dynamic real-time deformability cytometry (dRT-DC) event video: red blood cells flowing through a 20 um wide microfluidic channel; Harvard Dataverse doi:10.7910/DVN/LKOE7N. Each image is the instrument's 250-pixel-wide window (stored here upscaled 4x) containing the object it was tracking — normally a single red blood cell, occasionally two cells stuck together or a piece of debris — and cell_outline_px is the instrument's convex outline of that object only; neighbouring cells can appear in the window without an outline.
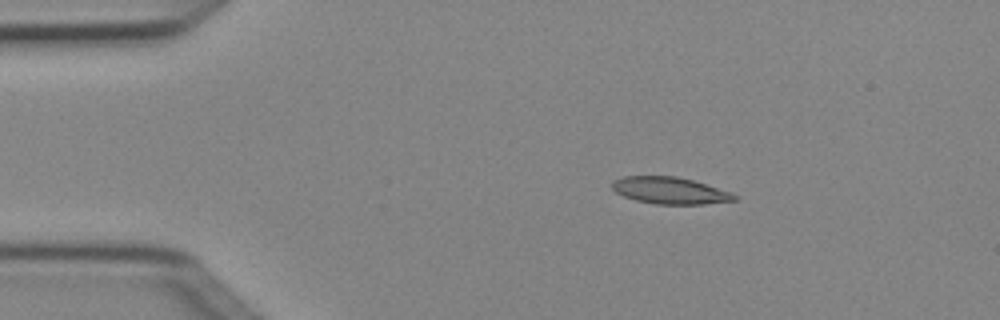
{"species": "Egyptian fruit bat (a non-hibernating species)", "species_latin": "Rousettus aegyptiacus", "temperature_condition": "cold", "stored_images_in_passage": 8, "camera_frame_rate_fps": 3000, "um_per_image_px": 0.085, "animal": {"sex": "female"}, "frame": {"image": 1, "passage_image": 3, "time_ms": 0.667, "image_size_px": [1000, 320], "cell_outline_px": [[736, 200], [704, 204], [656, 204], [636, 200], [624, 196], [616, 192], [612, 188], [612, 180], [624, 176], [676, 176], [692, 180], [732, 192], [736, 196]], "centroid_in_image_um": [56.93, 16.19], "position_along_channel_um": 28.1, "area_um2": 19.02}}
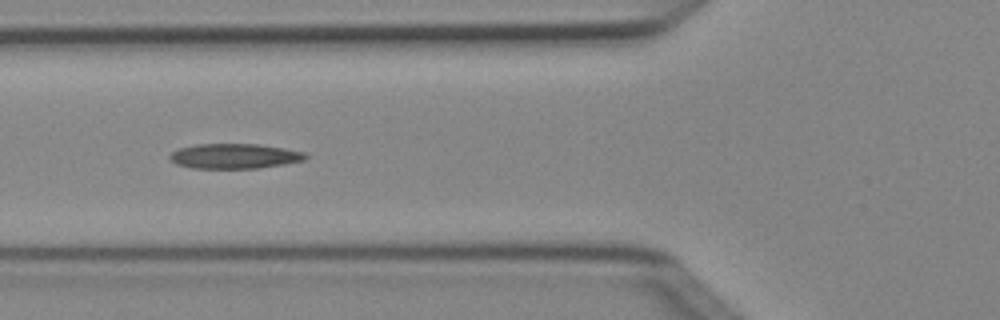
{"frame": {"image": 2, "passage_image": 6, "time_ms": 1.667, "image_size_px": [1000, 320], "cell_outline_px": [[308, 156], [304, 160], [284, 164], [260, 168], [192, 168], [176, 164], [168, 160], [168, 156], [176, 148], [196, 144], [260, 144], [284, 148], [304, 152]], "centroid_in_image_um": [19.88, 13.26], "position_along_channel_um": 105.9, "area_um2": 19.94}}
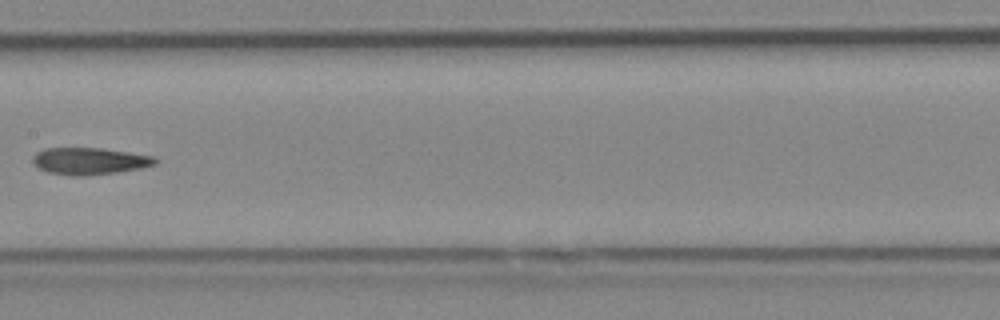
{"frame": {"image": 3, "passage_image": 8, "time_ms": 2.333, "image_size_px": [1000, 320], "cell_outline_px": [[156, 164], [140, 168], [116, 172], [80, 176], [72, 176], [48, 172], [40, 168], [32, 160], [32, 156], [36, 152], [44, 148], [100, 148], [156, 156]], "centroid_in_image_um": [7.6, 13.68], "position_along_channel_um": 199.8, "area_um2": 19.07}}